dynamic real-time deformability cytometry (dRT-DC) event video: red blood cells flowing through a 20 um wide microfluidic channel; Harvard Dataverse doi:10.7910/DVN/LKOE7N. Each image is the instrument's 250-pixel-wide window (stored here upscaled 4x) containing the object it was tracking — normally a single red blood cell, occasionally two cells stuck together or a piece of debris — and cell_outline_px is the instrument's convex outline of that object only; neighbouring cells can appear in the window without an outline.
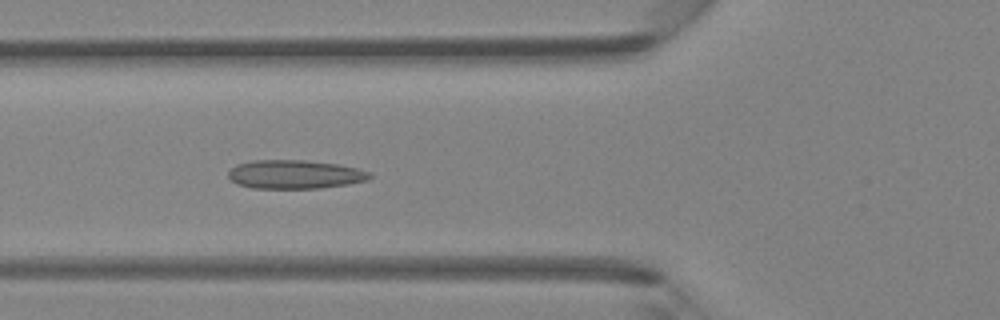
{"species": "Egyptian fruit bat (a non-hibernating species)", "species_latin": "Rousettus aegyptiacus", "temperature_condition": "room temperature", "stored_images_in_passage": 7, "camera_frame_rate_fps": 3000, "um_per_image_px": 0.085, "animal": {"sex": "female"}, "frame": {"image": 1, "passage_image": 5, "time_ms": 4.667, "image_size_px": [1000, 320], "cell_outline_px": [[372, 176], [368, 180], [348, 184], [320, 188], [252, 188], [236, 184], [228, 176], [228, 172], [236, 164], [252, 160], [304, 160], [340, 164], [372, 172]], "centroid_in_image_um": [25.07, 14.82], "position_along_channel_um": 100.7, "area_um2": 23.81}}
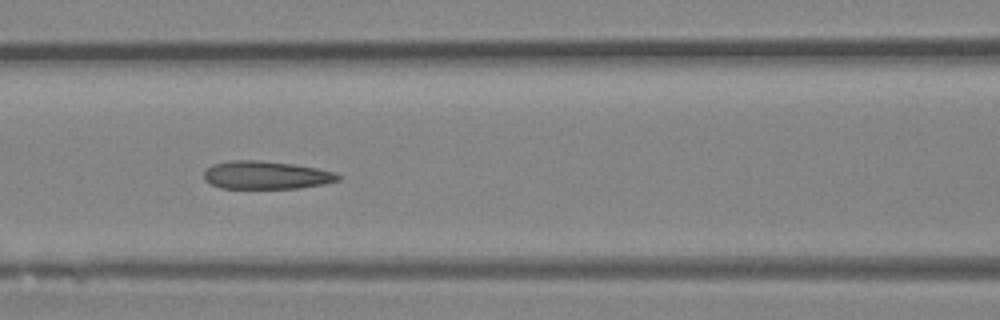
{"frame": {"image": 2, "passage_image": 6, "time_ms": 5.667, "image_size_px": [1000, 320], "cell_outline_px": [[340, 180], [324, 184], [296, 188], [220, 188], [204, 180], [204, 172], [212, 164], [228, 160], [260, 160], [292, 164], [316, 168], [336, 172], [340, 176]], "centroid_in_image_um": [22.61, 14.88], "position_along_channel_um": 144.0, "area_um2": 21.91}}
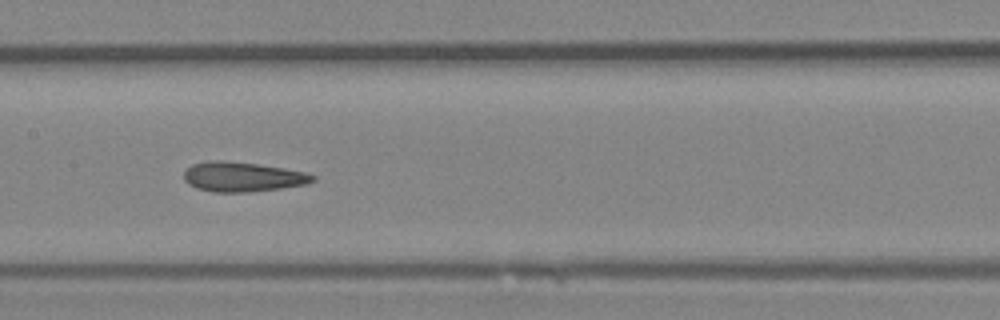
{"frame": {"image": 3, "passage_image": 7, "time_ms": 6.667, "image_size_px": [1000, 320], "cell_outline_px": [[316, 180], [308, 184], [280, 188], [248, 192], [212, 192], [196, 188], [188, 184], [184, 180], [184, 172], [192, 164], [212, 160], [224, 160], [256, 164], [284, 168], [304, 172], [316, 176]], "centroid_in_image_um": [20.61, 15.03], "position_along_channel_um": 186.8, "area_um2": 22.31}}